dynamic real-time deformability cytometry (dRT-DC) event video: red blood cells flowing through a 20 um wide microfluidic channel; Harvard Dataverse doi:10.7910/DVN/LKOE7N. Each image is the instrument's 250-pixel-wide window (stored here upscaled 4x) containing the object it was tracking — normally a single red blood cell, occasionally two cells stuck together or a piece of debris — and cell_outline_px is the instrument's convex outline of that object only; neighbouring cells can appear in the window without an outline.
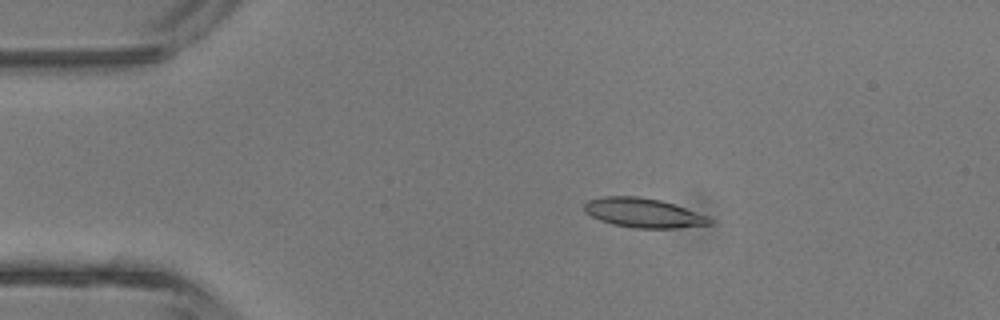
{"species": "common noctule bat (a hibernating species)", "species_latin": "Nyctalus noctula", "temperature_condition": "room temperature", "stored_images_in_passage": 4, "camera_frame_rate_fps": 3000, "um_per_image_px": 0.085, "animal": {"sex": "male", "body_mass_g": 13.3}, "frame": {"image": 1, "passage_image": 2, "time_ms": 1.0, "image_size_px": [1000, 320], "cell_outline_px": [[712, 224], [672, 228], [636, 228], [612, 224], [600, 220], [584, 212], [584, 204], [588, 200], [604, 196], [640, 196], [660, 200], [676, 204], [708, 216], [712, 220]], "centroid_in_image_um": [54.68, 18.08], "position_along_channel_um": 30.3, "area_um2": 21.5}}